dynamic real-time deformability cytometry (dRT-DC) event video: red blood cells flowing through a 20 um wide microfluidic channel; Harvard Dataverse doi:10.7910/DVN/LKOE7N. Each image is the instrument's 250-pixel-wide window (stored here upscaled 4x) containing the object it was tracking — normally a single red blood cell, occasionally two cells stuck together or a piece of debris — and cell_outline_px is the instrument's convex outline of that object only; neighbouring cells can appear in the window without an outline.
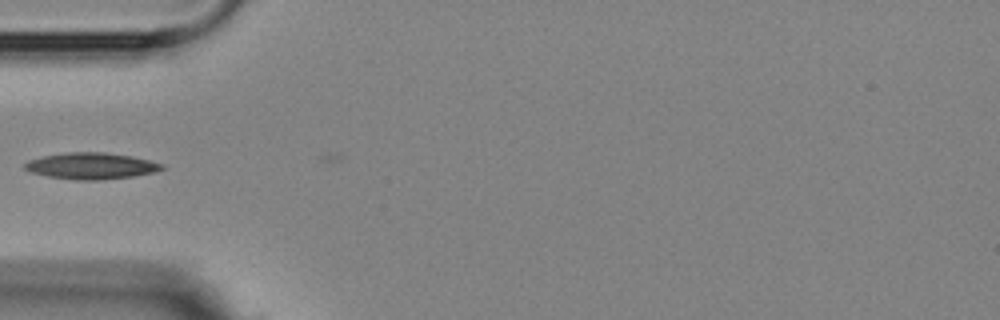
{"species": "Egyptian fruit bat (a non-hibernating species)", "species_latin": "Rousettus aegyptiacus", "temperature_condition": "room temperature", "stored_images_in_passage": 3, "camera_frame_rate_fps": 3000, "um_per_image_px": 0.085, "animal": {"sex": "female"}, "frame": {"image": 1, "passage_image": 3, "time_ms": 3.0, "image_size_px": [1000, 320], "cell_outline_px": [[164, 168], [156, 172], [132, 176], [100, 180], [76, 180], [48, 176], [32, 172], [24, 168], [24, 164], [28, 160], [44, 156], [68, 152], [104, 152], [132, 156], [164, 164]], "centroid_in_image_um": [7.77, 14.1], "position_along_channel_um": 77.2, "area_um2": 20.98}}